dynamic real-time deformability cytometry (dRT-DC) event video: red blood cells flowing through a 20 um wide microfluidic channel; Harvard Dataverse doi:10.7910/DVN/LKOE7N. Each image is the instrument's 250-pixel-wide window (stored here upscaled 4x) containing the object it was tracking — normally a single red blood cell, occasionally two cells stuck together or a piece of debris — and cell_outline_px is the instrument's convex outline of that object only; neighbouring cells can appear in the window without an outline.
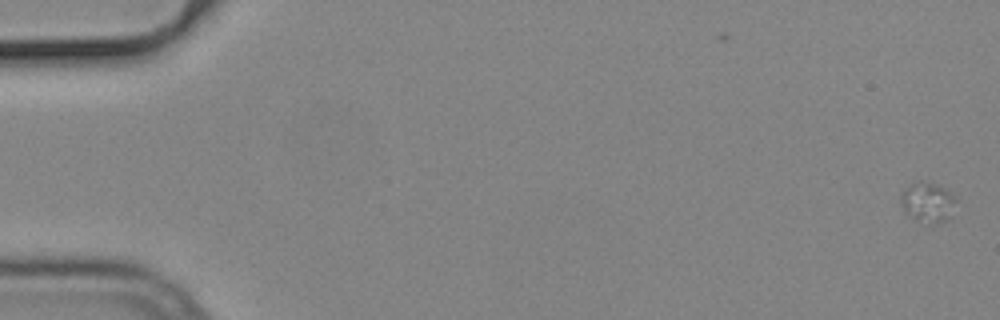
{"species": "common noctule bat (a hibernating species)", "species_latin": "Nyctalus noctula", "temperature_condition": "cold", "stored_images_in_passage": 56, "camera_frame_rate_fps": 3000, "um_per_image_px": 0.085, "animal": {"sex": "male", "body_mass_g": 19.2, "forearm_length_mm": 51.8}, "frame": {"image": 1, "passage_image": 1, "time_ms": 0.0, "image_size_px": [1000, 320], "cell_outline_px": [[956, 200], [948, 216], [944, 220], [932, 224], [916, 220], [904, 208], [900, 200], [900, 196], [916, 180], [924, 180], [936, 184], [944, 188], [956, 196]], "centroid_in_image_um": [78.86, 17.15], "position_along_channel_um": 6.1, "area_um2": 12.37}}
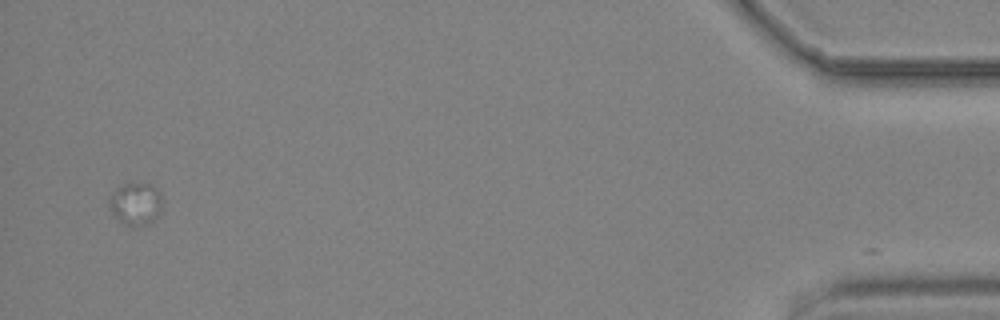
{"frame": {"image": 2, "passage_image": 55, "time_ms": 18.0, "image_size_px": [1000, 320], "cell_outline_px": [[164, 200], [156, 216], [152, 220], [144, 224], [132, 228], [120, 220], [112, 212], [108, 204], [108, 196], [116, 188], [124, 184], [148, 184], [160, 188]], "centroid_in_image_um": [11.54, 17.29], "position_along_channel_um": 423.7, "area_um2": 13.18}}